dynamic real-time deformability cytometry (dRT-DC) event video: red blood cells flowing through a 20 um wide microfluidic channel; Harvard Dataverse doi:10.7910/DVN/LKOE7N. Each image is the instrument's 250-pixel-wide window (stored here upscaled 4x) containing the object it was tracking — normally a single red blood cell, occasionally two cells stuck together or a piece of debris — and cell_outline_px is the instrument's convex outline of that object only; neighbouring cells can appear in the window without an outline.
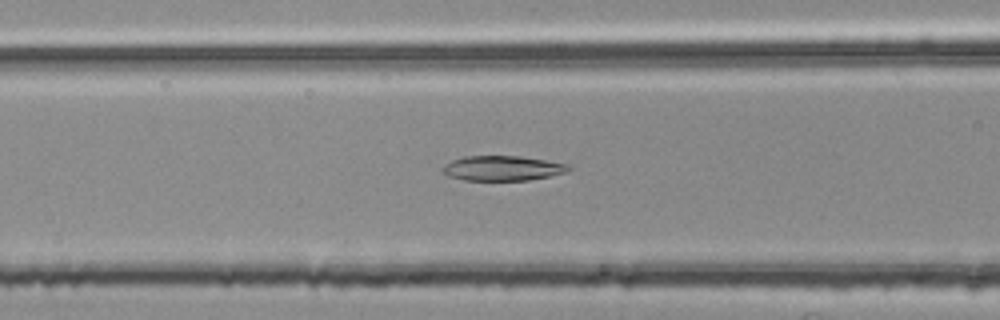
{"species": "common noctule bat (a hibernating species)", "species_latin": "Nyctalus noctula", "temperature_condition": "room temperature", "stored_images_in_passage": 38, "camera_frame_rate_fps": 3000, "um_per_image_px": 0.085, "animal": {"sex": "female", "body_mass_g": 25.1}, "frame": {"image": 1, "passage_image": 6, "time_ms": 1.667, "image_size_px": [1000, 320], "cell_outline_px": [[568, 168], [564, 172], [548, 176], [528, 180], [464, 180], [448, 176], [440, 168], [452, 160], [468, 156], [520, 156], [568, 164]], "centroid_in_image_um": [42.65, 14.3], "position_along_channel_um": 124.0, "area_um2": 17.92}}
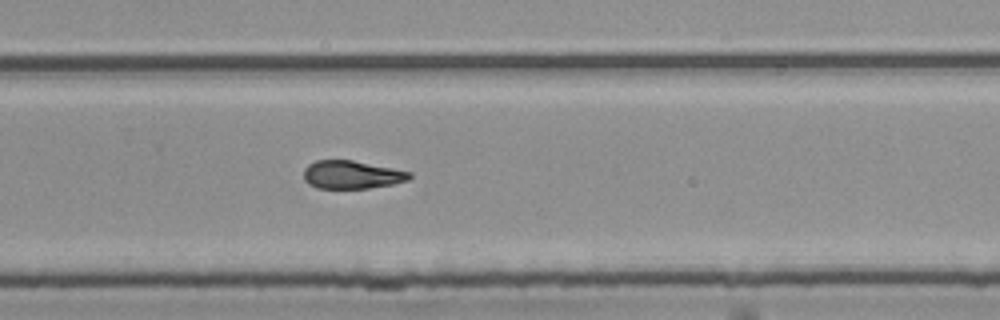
{"frame": {"image": 2, "passage_image": 20, "time_ms": 6.333, "image_size_px": [1000, 320], "cell_outline_px": [[412, 176], [408, 180], [392, 184], [368, 188], [316, 188], [308, 184], [304, 180], [304, 168], [308, 164], [316, 160], [352, 160], [412, 172]], "centroid_in_image_um": [29.88, 14.85], "position_along_channel_um": 299.9, "area_um2": 17.34}}
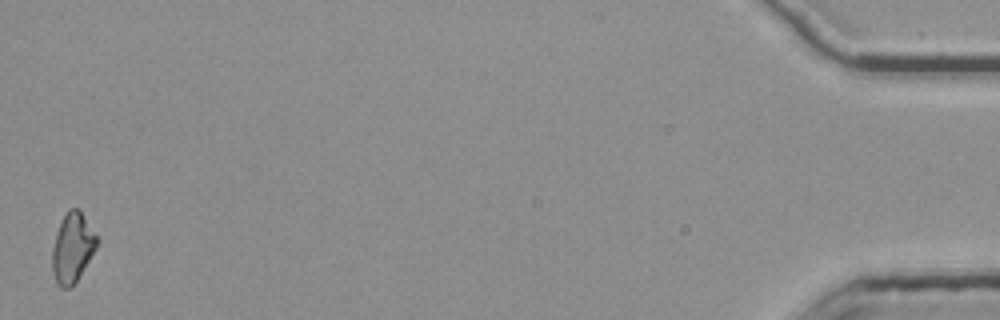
{"frame": {"image": 3, "passage_image": 38, "time_ms": 12.333, "image_size_px": [1000, 320], "cell_outline_px": [[100, 240], [96, 248], [76, 280], [68, 288], [60, 288], [56, 284], [52, 272], [52, 248], [60, 224], [68, 208], [80, 208]], "centroid_in_image_um": [6.16, 21.03], "position_along_channel_um": 429.0, "area_um2": 18.03}, "authors_computed_cell_mechanics": {"area_um2": 18.0914, "velocity_mm_per_s": 3.7802, "shape_relaxation_time_tau1_ms": 9.2644, "shape_relaxation_time_tau2_ms": 4.4825, "deformation_change_tau1": 0.1989, "deformation_change_tau2": 0.119}}